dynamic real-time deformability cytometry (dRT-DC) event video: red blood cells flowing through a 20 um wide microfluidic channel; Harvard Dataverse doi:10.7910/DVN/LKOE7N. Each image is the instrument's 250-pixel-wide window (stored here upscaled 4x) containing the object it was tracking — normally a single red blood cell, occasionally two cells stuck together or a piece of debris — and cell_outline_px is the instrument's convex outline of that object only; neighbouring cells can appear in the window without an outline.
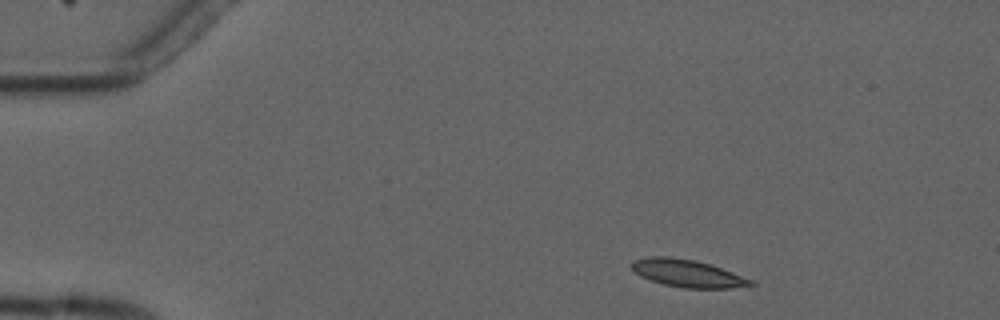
{"species": "common noctule bat (a hibernating species)", "species_latin": "Nyctalus noctula", "temperature_condition": "cold", "stored_images_in_passage": 5, "camera_frame_rate_fps": 3000, "um_per_image_px": 0.085, "animal": {"sex": "male", "forearm_length_mm": 52.5}, "frame": {"image": 1, "passage_image": 1, "time_ms": 0.0, "image_size_px": [1000, 320], "cell_outline_px": [[756, 284], [732, 288], [684, 288], [664, 284], [640, 276], [632, 268], [632, 260], [648, 256], [668, 256], [696, 260], [732, 272], [752, 280]], "centroid_in_image_um": [58.41, 23.22], "position_along_channel_um": 26.6, "area_um2": 18.84}}
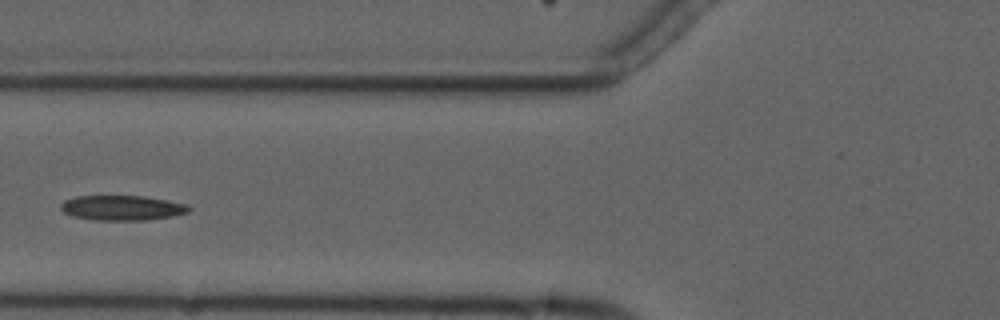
{"frame": {"image": 2, "passage_image": 4, "time_ms": 4.333, "image_size_px": [1000, 320], "cell_outline_px": [[192, 208], [188, 212], [172, 216], [148, 220], [96, 220], [72, 216], [64, 212], [60, 208], [60, 204], [64, 200], [76, 196], [144, 196], [168, 200], [184, 204]], "centroid_in_image_um": [10.36, 17.66], "position_along_channel_um": 115.4, "area_um2": 18.61}}
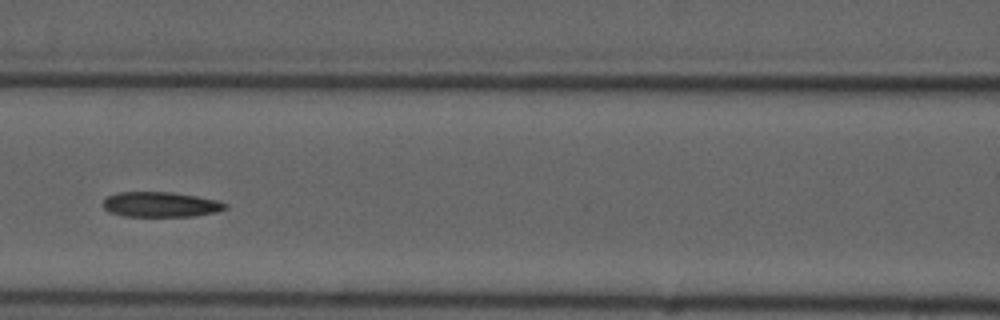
{"frame": {"image": 3, "passage_image": 5, "time_ms": 5.333, "image_size_px": [1000, 320], "cell_outline_px": [[228, 208], [216, 212], [192, 216], [124, 216], [108, 212], [104, 208], [104, 200], [108, 196], [116, 192], [172, 192], [196, 196], [216, 200], [228, 204]], "centroid_in_image_um": [13.65, 17.38], "position_along_channel_um": 153.0, "area_um2": 17.86}}